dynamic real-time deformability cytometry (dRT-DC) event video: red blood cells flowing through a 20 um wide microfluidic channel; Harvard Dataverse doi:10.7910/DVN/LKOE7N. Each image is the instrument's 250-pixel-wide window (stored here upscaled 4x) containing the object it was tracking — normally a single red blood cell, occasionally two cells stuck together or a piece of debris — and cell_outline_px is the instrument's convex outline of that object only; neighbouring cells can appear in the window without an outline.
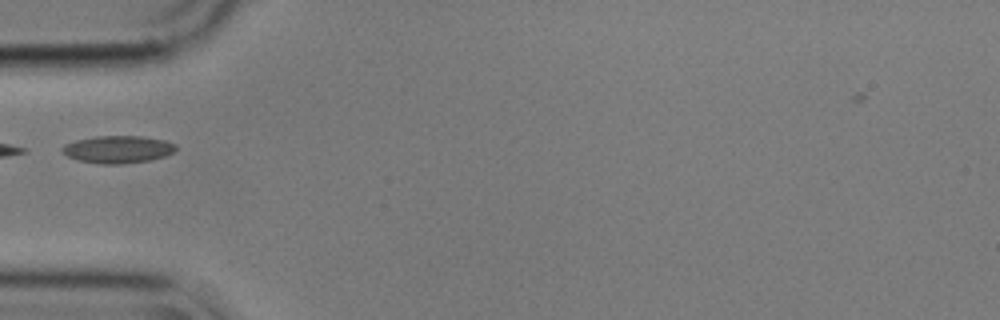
{"species": "common noctule bat (a hibernating species)", "species_latin": "Nyctalus noctula", "temperature_condition": "cold", "stored_images_in_passage": 10, "camera_frame_rate_fps": 3000, "um_per_image_px": 0.085, "animal": {"sex": "male", "body_mass_g": 17.9}, "frame": {"image": 1, "passage_image": 1, "time_ms": 0.0, "image_size_px": [1000, 320], "cell_outline_px": [[176, 148], [172, 152], [164, 156], [148, 160], [120, 164], [100, 164], [76, 160], [68, 156], [60, 148], [64, 144], [76, 140], [96, 136], [140, 136], [164, 140], [176, 144]], "centroid_in_image_um": [9.98, 12.69], "position_along_channel_um": 75.0, "area_um2": 18.03}}